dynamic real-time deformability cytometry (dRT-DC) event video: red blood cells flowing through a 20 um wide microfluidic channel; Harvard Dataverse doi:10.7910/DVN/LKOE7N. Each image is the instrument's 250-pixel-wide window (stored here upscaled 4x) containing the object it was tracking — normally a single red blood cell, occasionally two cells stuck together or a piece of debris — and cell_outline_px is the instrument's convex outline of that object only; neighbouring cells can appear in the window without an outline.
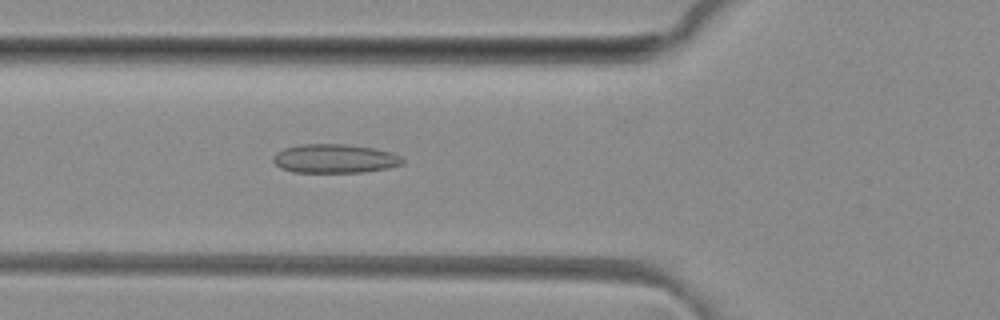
{"species": "common noctule bat (a hibernating species)", "species_latin": "Nyctalus noctula", "temperature_condition": "room temperature", "stored_images_in_passage": 39, "camera_frame_rate_fps": 3000, "um_per_image_px": 0.085, "animal": {"sex": "female", "body_mass_g": 29.2, "forearm_length_mm": 56.3}, "frame": {"image": 1, "passage_image": 7, "time_ms": 2.0, "image_size_px": [1000, 320], "cell_outline_px": [[404, 164], [388, 168], [364, 172], [292, 172], [280, 168], [272, 160], [272, 156], [276, 152], [284, 148], [296, 144], [344, 144], [372, 148], [392, 152], [400, 156], [404, 160]], "centroid_in_image_um": [28.43, 13.48], "position_along_channel_um": 97.4, "area_um2": 21.96}}
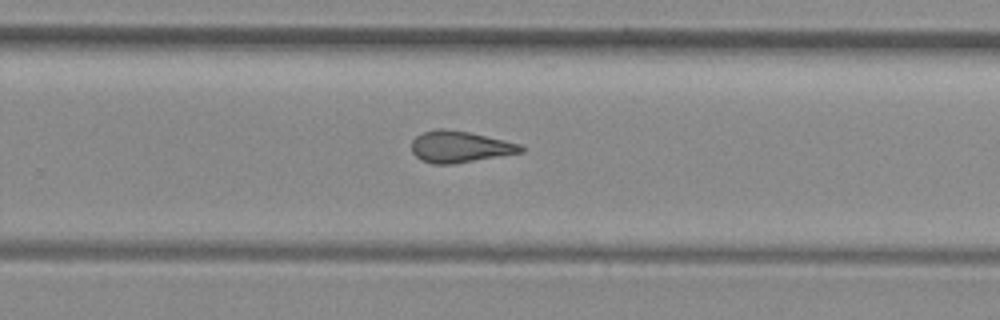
{"frame": {"image": 2, "passage_image": 21, "time_ms": 6.667, "image_size_px": [1000, 320], "cell_outline_px": [[524, 152], [456, 164], [432, 164], [420, 160], [412, 152], [412, 140], [416, 136], [424, 132], [436, 128], [440, 128], [468, 132], [520, 144], [524, 148]], "centroid_in_image_um": [39.07, 12.49], "position_along_channel_um": 290.7, "area_um2": 20.06}}
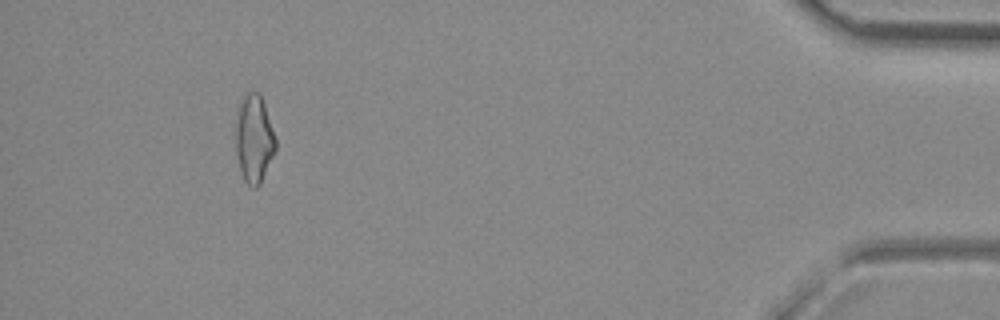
{"frame": {"image": 3, "passage_image": 35, "time_ms": 11.333, "image_size_px": [1000, 320], "cell_outline_px": [[276, 152], [260, 184], [256, 188], [252, 188], [244, 180], [240, 172], [236, 152], [236, 120], [240, 100], [252, 88], [260, 92], [276, 140]], "centroid_in_image_um": [21.59, 11.79], "position_along_channel_um": 413.6, "area_um2": 20.69}, "authors_computed_cell_mechanics": {"area_um2": 20.1722, "velocity_mm_per_s": 4.1362, "shape_relaxation_time_tau1_ms": null, "shape_relaxation_time_tau2_ms": 3.6206, "deformation_change_tau1": null, "deformation_change_tau2": 0.1127}}